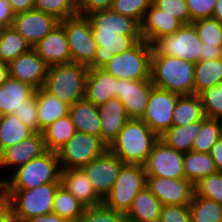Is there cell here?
Instances as JSON below:
<instances>
[{
    "instance_id": "f6af8a7d",
    "label": "cell",
    "mask_w": 222,
    "mask_h": 222,
    "mask_svg": "<svg viewBox=\"0 0 222 222\" xmlns=\"http://www.w3.org/2000/svg\"><path fill=\"white\" fill-rule=\"evenodd\" d=\"M152 0H114L111 10L142 23Z\"/></svg>"
},
{
    "instance_id": "d6a6232c",
    "label": "cell",
    "mask_w": 222,
    "mask_h": 222,
    "mask_svg": "<svg viewBox=\"0 0 222 222\" xmlns=\"http://www.w3.org/2000/svg\"><path fill=\"white\" fill-rule=\"evenodd\" d=\"M33 47L26 38L12 26L0 30V61L9 64L19 55L28 52Z\"/></svg>"
},
{
    "instance_id": "6da1fadb",
    "label": "cell",
    "mask_w": 222,
    "mask_h": 222,
    "mask_svg": "<svg viewBox=\"0 0 222 222\" xmlns=\"http://www.w3.org/2000/svg\"><path fill=\"white\" fill-rule=\"evenodd\" d=\"M159 136L142 119H129L108 147L124 164L144 165Z\"/></svg>"
},
{
    "instance_id": "52a82bcc",
    "label": "cell",
    "mask_w": 222,
    "mask_h": 222,
    "mask_svg": "<svg viewBox=\"0 0 222 222\" xmlns=\"http://www.w3.org/2000/svg\"><path fill=\"white\" fill-rule=\"evenodd\" d=\"M146 187V172L143 165L123 164L111 191L103 204L115 211L127 213L134 198Z\"/></svg>"
},
{
    "instance_id": "ba28073f",
    "label": "cell",
    "mask_w": 222,
    "mask_h": 222,
    "mask_svg": "<svg viewBox=\"0 0 222 222\" xmlns=\"http://www.w3.org/2000/svg\"><path fill=\"white\" fill-rule=\"evenodd\" d=\"M152 55H167L194 64L200 61L203 43L192 24L183 25L171 35L156 39L152 44Z\"/></svg>"
},
{
    "instance_id": "5b68a950",
    "label": "cell",
    "mask_w": 222,
    "mask_h": 222,
    "mask_svg": "<svg viewBox=\"0 0 222 222\" xmlns=\"http://www.w3.org/2000/svg\"><path fill=\"white\" fill-rule=\"evenodd\" d=\"M61 182L39 185L33 189H4L13 208L16 222H28L53 211L54 196Z\"/></svg>"
},
{
    "instance_id": "8d00e7d4",
    "label": "cell",
    "mask_w": 222,
    "mask_h": 222,
    "mask_svg": "<svg viewBox=\"0 0 222 222\" xmlns=\"http://www.w3.org/2000/svg\"><path fill=\"white\" fill-rule=\"evenodd\" d=\"M85 208L86 206L77 200L63 185L58 187L54 196L52 212L70 222H77Z\"/></svg>"
},
{
    "instance_id": "484cf974",
    "label": "cell",
    "mask_w": 222,
    "mask_h": 222,
    "mask_svg": "<svg viewBox=\"0 0 222 222\" xmlns=\"http://www.w3.org/2000/svg\"><path fill=\"white\" fill-rule=\"evenodd\" d=\"M68 114L77 132L101 139V119L97 106L84 98L71 105Z\"/></svg>"
},
{
    "instance_id": "f35d334b",
    "label": "cell",
    "mask_w": 222,
    "mask_h": 222,
    "mask_svg": "<svg viewBox=\"0 0 222 222\" xmlns=\"http://www.w3.org/2000/svg\"><path fill=\"white\" fill-rule=\"evenodd\" d=\"M222 136V120L202 119L201 129L194 139L192 151L210 153L211 148Z\"/></svg>"
},
{
    "instance_id": "bcb514c9",
    "label": "cell",
    "mask_w": 222,
    "mask_h": 222,
    "mask_svg": "<svg viewBox=\"0 0 222 222\" xmlns=\"http://www.w3.org/2000/svg\"><path fill=\"white\" fill-rule=\"evenodd\" d=\"M12 114H15L33 134L42 133L37 119L38 105L35 92L29 99L23 102L18 111H14Z\"/></svg>"
},
{
    "instance_id": "44dd1931",
    "label": "cell",
    "mask_w": 222,
    "mask_h": 222,
    "mask_svg": "<svg viewBox=\"0 0 222 222\" xmlns=\"http://www.w3.org/2000/svg\"><path fill=\"white\" fill-rule=\"evenodd\" d=\"M183 25L179 19L168 15L151 3L141 23V37L142 40L152 44L160 37L175 33Z\"/></svg>"
},
{
    "instance_id": "2e32d148",
    "label": "cell",
    "mask_w": 222,
    "mask_h": 222,
    "mask_svg": "<svg viewBox=\"0 0 222 222\" xmlns=\"http://www.w3.org/2000/svg\"><path fill=\"white\" fill-rule=\"evenodd\" d=\"M59 24L54 16L33 9L15 14L11 26L33 47Z\"/></svg>"
},
{
    "instance_id": "7c38bea8",
    "label": "cell",
    "mask_w": 222,
    "mask_h": 222,
    "mask_svg": "<svg viewBox=\"0 0 222 222\" xmlns=\"http://www.w3.org/2000/svg\"><path fill=\"white\" fill-rule=\"evenodd\" d=\"M184 153L168 147L160 139L154 144L144 166L146 176L171 179L185 178Z\"/></svg>"
},
{
    "instance_id": "836d02e7",
    "label": "cell",
    "mask_w": 222,
    "mask_h": 222,
    "mask_svg": "<svg viewBox=\"0 0 222 222\" xmlns=\"http://www.w3.org/2000/svg\"><path fill=\"white\" fill-rule=\"evenodd\" d=\"M222 83V58L202 61L195 64L194 94L199 95L205 90Z\"/></svg>"
},
{
    "instance_id": "f546056e",
    "label": "cell",
    "mask_w": 222,
    "mask_h": 222,
    "mask_svg": "<svg viewBox=\"0 0 222 222\" xmlns=\"http://www.w3.org/2000/svg\"><path fill=\"white\" fill-rule=\"evenodd\" d=\"M202 119L185 126H172L167 129L159 139L168 147L186 153L192 150L193 142L201 129Z\"/></svg>"
},
{
    "instance_id": "4fadbf2b",
    "label": "cell",
    "mask_w": 222,
    "mask_h": 222,
    "mask_svg": "<svg viewBox=\"0 0 222 222\" xmlns=\"http://www.w3.org/2000/svg\"><path fill=\"white\" fill-rule=\"evenodd\" d=\"M124 163L109 148L81 169L97 193L104 199L111 191Z\"/></svg>"
},
{
    "instance_id": "11a10c76",
    "label": "cell",
    "mask_w": 222,
    "mask_h": 222,
    "mask_svg": "<svg viewBox=\"0 0 222 222\" xmlns=\"http://www.w3.org/2000/svg\"><path fill=\"white\" fill-rule=\"evenodd\" d=\"M220 58H222V46H206V44H203L200 60L208 61Z\"/></svg>"
},
{
    "instance_id": "e575fe53",
    "label": "cell",
    "mask_w": 222,
    "mask_h": 222,
    "mask_svg": "<svg viewBox=\"0 0 222 222\" xmlns=\"http://www.w3.org/2000/svg\"><path fill=\"white\" fill-rule=\"evenodd\" d=\"M76 132L69 114L46 127L42 133L47 150L58 152Z\"/></svg>"
},
{
    "instance_id": "6f0895ef",
    "label": "cell",
    "mask_w": 222,
    "mask_h": 222,
    "mask_svg": "<svg viewBox=\"0 0 222 222\" xmlns=\"http://www.w3.org/2000/svg\"><path fill=\"white\" fill-rule=\"evenodd\" d=\"M28 222H70L67 219L60 217L58 214L54 212L48 213L46 215L36 216Z\"/></svg>"
},
{
    "instance_id": "816d5d0a",
    "label": "cell",
    "mask_w": 222,
    "mask_h": 222,
    "mask_svg": "<svg viewBox=\"0 0 222 222\" xmlns=\"http://www.w3.org/2000/svg\"><path fill=\"white\" fill-rule=\"evenodd\" d=\"M0 222H16L13 208L6 197L0 200Z\"/></svg>"
},
{
    "instance_id": "7dc6e473",
    "label": "cell",
    "mask_w": 222,
    "mask_h": 222,
    "mask_svg": "<svg viewBox=\"0 0 222 222\" xmlns=\"http://www.w3.org/2000/svg\"><path fill=\"white\" fill-rule=\"evenodd\" d=\"M152 3L168 15H173L184 25L190 24V13L186 0H152Z\"/></svg>"
},
{
    "instance_id": "9a60e30c",
    "label": "cell",
    "mask_w": 222,
    "mask_h": 222,
    "mask_svg": "<svg viewBox=\"0 0 222 222\" xmlns=\"http://www.w3.org/2000/svg\"><path fill=\"white\" fill-rule=\"evenodd\" d=\"M153 87L151 79H117L115 98L121 100L129 119H142Z\"/></svg>"
},
{
    "instance_id": "f907efd6",
    "label": "cell",
    "mask_w": 222,
    "mask_h": 222,
    "mask_svg": "<svg viewBox=\"0 0 222 222\" xmlns=\"http://www.w3.org/2000/svg\"><path fill=\"white\" fill-rule=\"evenodd\" d=\"M114 0H79L76 8L79 15L87 16L90 13L110 9Z\"/></svg>"
},
{
    "instance_id": "7402d4cb",
    "label": "cell",
    "mask_w": 222,
    "mask_h": 222,
    "mask_svg": "<svg viewBox=\"0 0 222 222\" xmlns=\"http://www.w3.org/2000/svg\"><path fill=\"white\" fill-rule=\"evenodd\" d=\"M92 32H119L123 35H141V24L132 17L111 9L90 13Z\"/></svg>"
},
{
    "instance_id": "ee69618b",
    "label": "cell",
    "mask_w": 222,
    "mask_h": 222,
    "mask_svg": "<svg viewBox=\"0 0 222 222\" xmlns=\"http://www.w3.org/2000/svg\"><path fill=\"white\" fill-rule=\"evenodd\" d=\"M207 118L222 120V83L199 94Z\"/></svg>"
},
{
    "instance_id": "60d3db41",
    "label": "cell",
    "mask_w": 222,
    "mask_h": 222,
    "mask_svg": "<svg viewBox=\"0 0 222 222\" xmlns=\"http://www.w3.org/2000/svg\"><path fill=\"white\" fill-rule=\"evenodd\" d=\"M200 40L206 46H222V24L214 18H205L191 23Z\"/></svg>"
},
{
    "instance_id": "c3c4849f",
    "label": "cell",
    "mask_w": 222,
    "mask_h": 222,
    "mask_svg": "<svg viewBox=\"0 0 222 222\" xmlns=\"http://www.w3.org/2000/svg\"><path fill=\"white\" fill-rule=\"evenodd\" d=\"M158 222H191L189 205H162Z\"/></svg>"
},
{
    "instance_id": "d590c367",
    "label": "cell",
    "mask_w": 222,
    "mask_h": 222,
    "mask_svg": "<svg viewBox=\"0 0 222 222\" xmlns=\"http://www.w3.org/2000/svg\"><path fill=\"white\" fill-rule=\"evenodd\" d=\"M33 133L15 114L0 116V153L10 146L29 138Z\"/></svg>"
},
{
    "instance_id": "ffe728a7",
    "label": "cell",
    "mask_w": 222,
    "mask_h": 222,
    "mask_svg": "<svg viewBox=\"0 0 222 222\" xmlns=\"http://www.w3.org/2000/svg\"><path fill=\"white\" fill-rule=\"evenodd\" d=\"M33 49L49 67L72 62L67 36L61 24L35 44Z\"/></svg>"
},
{
    "instance_id": "91938a15",
    "label": "cell",
    "mask_w": 222,
    "mask_h": 222,
    "mask_svg": "<svg viewBox=\"0 0 222 222\" xmlns=\"http://www.w3.org/2000/svg\"><path fill=\"white\" fill-rule=\"evenodd\" d=\"M212 18L217 19L222 24V0H216Z\"/></svg>"
},
{
    "instance_id": "277c9868",
    "label": "cell",
    "mask_w": 222,
    "mask_h": 222,
    "mask_svg": "<svg viewBox=\"0 0 222 222\" xmlns=\"http://www.w3.org/2000/svg\"><path fill=\"white\" fill-rule=\"evenodd\" d=\"M60 179L61 167L58 153L48 150L40 157L17 167L6 178L4 177V189L28 190L46 183L61 182Z\"/></svg>"
},
{
    "instance_id": "603a6c76",
    "label": "cell",
    "mask_w": 222,
    "mask_h": 222,
    "mask_svg": "<svg viewBox=\"0 0 222 222\" xmlns=\"http://www.w3.org/2000/svg\"><path fill=\"white\" fill-rule=\"evenodd\" d=\"M60 180L61 185L86 207L103 204V198L97 193L81 168L62 169Z\"/></svg>"
},
{
    "instance_id": "ac0fdd59",
    "label": "cell",
    "mask_w": 222,
    "mask_h": 222,
    "mask_svg": "<svg viewBox=\"0 0 222 222\" xmlns=\"http://www.w3.org/2000/svg\"><path fill=\"white\" fill-rule=\"evenodd\" d=\"M92 34L97 50L89 68H103L115 54L128 51L142 40L141 35H123L119 32H92Z\"/></svg>"
},
{
    "instance_id": "4dcf8cb0",
    "label": "cell",
    "mask_w": 222,
    "mask_h": 222,
    "mask_svg": "<svg viewBox=\"0 0 222 222\" xmlns=\"http://www.w3.org/2000/svg\"><path fill=\"white\" fill-rule=\"evenodd\" d=\"M183 167L185 179L193 185L200 179L217 172L210 153L195 152L192 150L184 153Z\"/></svg>"
},
{
    "instance_id": "1f68e13d",
    "label": "cell",
    "mask_w": 222,
    "mask_h": 222,
    "mask_svg": "<svg viewBox=\"0 0 222 222\" xmlns=\"http://www.w3.org/2000/svg\"><path fill=\"white\" fill-rule=\"evenodd\" d=\"M205 117L199 95H181L172 115V126H185Z\"/></svg>"
},
{
    "instance_id": "83f0119b",
    "label": "cell",
    "mask_w": 222,
    "mask_h": 222,
    "mask_svg": "<svg viewBox=\"0 0 222 222\" xmlns=\"http://www.w3.org/2000/svg\"><path fill=\"white\" fill-rule=\"evenodd\" d=\"M35 96L38 105L37 119L41 131L69 113L70 105L48 93L43 87L35 90Z\"/></svg>"
},
{
    "instance_id": "f5cc1de1",
    "label": "cell",
    "mask_w": 222,
    "mask_h": 222,
    "mask_svg": "<svg viewBox=\"0 0 222 222\" xmlns=\"http://www.w3.org/2000/svg\"><path fill=\"white\" fill-rule=\"evenodd\" d=\"M14 14L7 0H0V26L9 27L12 24Z\"/></svg>"
},
{
    "instance_id": "30bf717a",
    "label": "cell",
    "mask_w": 222,
    "mask_h": 222,
    "mask_svg": "<svg viewBox=\"0 0 222 222\" xmlns=\"http://www.w3.org/2000/svg\"><path fill=\"white\" fill-rule=\"evenodd\" d=\"M107 148L100 138L76 131L57 152L61 170L82 168L99 157Z\"/></svg>"
},
{
    "instance_id": "680465c9",
    "label": "cell",
    "mask_w": 222,
    "mask_h": 222,
    "mask_svg": "<svg viewBox=\"0 0 222 222\" xmlns=\"http://www.w3.org/2000/svg\"><path fill=\"white\" fill-rule=\"evenodd\" d=\"M9 77V66L7 63L0 61V87Z\"/></svg>"
},
{
    "instance_id": "681fc988",
    "label": "cell",
    "mask_w": 222,
    "mask_h": 222,
    "mask_svg": "<svg viewBox=\"0 0 222 222\" xmlns=\"http://www.w3.org/2000/svg\"><path fill=\"white\" fill-rule=\"evenodd\" d=\"M216 0H186L190 13V24L194 21L212 18Z\"/></svg>"
},
{
    "instance_id": "5bb4252c",
    "label": "cell",
    "mask_w": 222,
    "mask_h": 222,
    "mask_svg": "<svg viewBox=\"0 0 222 222\" xmlns=\"http://www.w3.org/2000/svg\"><path fill=\"white\" fill-rule=\"evenodd\" d=\"M146 187L162 205H190L194 195V185L185 178L146 176Z\"/></svg>"
},
{
    "instance_id": "db71d44e",
    "label": "cell",
    "mask_w": 222,
    "mask_h": 222,
    "mask_svg": "<svg viewBox=\"0 0 222 222\" xmlns=\"http://www.w3.org/2000/svg\"><path fill=\"white\" fill-rule=\"evenodd\" d=\"M12 13L29 11L34 9L35 0H7Z\"/></svg>"
},
{
    "instance_id": "d6986e66",
    "label": "cell",
    "mask_w": 222,
    "mask_h": 222,
    "mask_svg": "<svg viewBox=\"0 0 222 222\" xmlns=\"http://www.w3.org/2000/svg\"><path fill=\"white\" fill-rule=\"evenodd\" d=\"M8 66L10 77L28 83L35 89L43 87L49 68L33 48L12 60Z\"/></svg>"
},
{
    "instance_id": "3957f363",
    "label": "cell",
    "mask_w": 222,
    "mask_h": 222,
    "mask_svg": "<svg viewBox=\"0 0 222 222\" xmlns=\"http://www.w3.org/2000/svg\"><path fill=\"white\" fill-rule=\"evenodd\" d=\"M89 69L76 62L50 66L43 88L71 106L85 98Z\"/></svg>"
},
{
    "instance_id": "74e56055",
    "label": "cell",
    "mask_w": 222,
    "mask_h": 222,
    "mask_svg": "<svg viewBox=\"0 0 222 222\" xmlns=\"http://www.w3.org/2000/svg\"><path fill=\"white\" fill-rule=\"evenodd\" d=\"M191 222H222V204L193 195L189 205Z\"/></svg>"
},
{
    "instance_id": "cb8c5ba5",
    "label": "cell",
    "mask_w": 222,
    "mask_h": 222,
    "mask_svg": "<svg viewBox=\"0 0 222 222\" xmlns=\"http://www.w3.org/2000/svg\"><path fill=\"white\" fill-rule=\"evenodd\" d=\"M101 119V140L109 147L118 137L125 123L129 120L125 107L120 99H110L98 106Z\"/></svg>"
},
{
    "instance_id": "9f6ffc18",
    "label": "cell",
    "mask_w": 222,
    "mask_h": 222,
    "mask_svg": "<svg viewBox=\"0 0 222 222\" xmlns=\"http://www.w3.org/2000/svg\"><path fill=\"white\" fill-rule=\"evenodd\" d=\"M210 155L218 172H222V136L213 145Z\"/></svg>"
},
{
    "instance_id": "7bdbcfd3",
    "label": "cell",
    "mask_w": 222,
    "mask_h": 222,
    "mask_svg": "<svg viewBox=\"0 0 222 222\" xmlns=\"http://www.w3.org/2000/svg\"><path fill=\"white\" fill-rule=\"evenodd\" d=\"M77 222H130L126 213L115 211L104 204L86 207Z\"/></svg>"
},
{
    "instance_id": "d4e9b609",
    "label": "cell",
    "mask_w": 222,
    "mask_h": 222,
    "mask_svg": "<svg viewBox=\"0 0 222 222\" xmlns=\"http://www.w3.org/2000/svg\"><path fill=\"white\" fill-rule=\"evenodd\" d=\"M117 79L102 68H90L86 80L85 99L95 106L115 98Z\"/></svg>"
},
{
    "instance_id": "4316f807",
    "label": "cell",
    "mask_w": 222,
    "mask_h": 222,
    "mask_svg": "<svg viewBox=\"0 0 222 222\" xmlns=\"http://www.w3.org/2000/svg\"><path fill=\"white\" fill-rule=\"evenodd\" d=\"M35 90L30 84L9 76L0 87V116L18 111Z\"/></svg>"
},
{
    "instance_id": "9c48e42d",
    "label": "cell",
    "mask_w": 222,
    "mask_h": 222,
    "mask_svg": "<svg viewBox=\"0 0 222 222\" xmlns=\"http://www.w3.org/2000/svg\"><path fill=\"white\" fill-rule=\"evenodd\" d=\"M60 24L64 27L67 36L72 62L89 67L93 63L97 50L90 19L78 14L64 19Z\"/></svg>"
},
{
    "instance_id": "94428289",
    "label": "cell",
    "mask_w": 222,
    "mask_h": 222,
    "mask_svg": "<svg viewBox=\"0 0 222 222\" xmlns=\"http://www.w3.org/2000/svg\"><path fill=\"white\" fill-rule=\"evenodd\" d=\"M1 178H0V200L4 197V178L3 174L1 173Z\"/></svg>"
},
{
    "instance_id": "f1b7e54d",
    "label": "cell",
    "mask_w": 222,
    "mask_h": 222,
    "mask_svg": "<svg viewBox=\"0 0 222 222\" xmlns=\"http://www.w3.org/2000/svg\"><path fill=\"white\" fill-rule=\"evenodd\" d=\"M161 208L159 199L144 187L134 198L126 216L130 222H158Z\"/></svg>"
},
{
    "instance_id": "e0dca14e",
    "label": "cell",
    "mask_w": 222,
    "mask_h": 222,
    "mask_svg": "<svg viewBox=\"0 0 222 222\" xmlns=\"http://www.w3.org/2000/svg\"><path fill=\"white\" fill-rule=\"evenodd\" d=\"M47 151L43 133L33 134L0 153V169L1 171L7 169L6 173L9 172L7 175H10L17 167L40 157Z\"/></svg>"
},
{
    "instance_id": "8992f818",
    "label": "cell",
    "mask_w": 222,
    "mask_h": 222,
    "mask_svg": "<svg viewBox=\"0 0 222 222\" xmlns=\"http://www.w3.org/2000/svg\"><path fill=\"white\" fill-rule=\"evenodd\" d=\"M152 45L145 40L114 57L102 68L116 79H151Z\"/></svg>"
},
{
    "instance_id": "b9f144b4",
    "label": "cell",
    "mask_w": 222,
    "mask_h": 222,
    "mask_svg": "<svg viewBox=\"0 0 222 222\" xmlns=\"http://www.w3.org/2000/svg\"><path fill=\"white\" fill-rule=\"evenodd\" d=\"M194 195L222 204V172H216L194 184Z\"/></svg>"
},
{
    "instance_id": "ab89813d",
    "label": "cell",
    "mask_w": 222,
    "mask_h": 222,
    "mask_svg": "<svg viewBox=\"0 0 222 222\" xmlns=\"http://www.w3.org/2000/svg\"><path fill=\"white\" fill-rule=\"evenodd\" d=\"M34 9L52 15L60 22L78 15L73 0H35Z\"/></svg>"
},
{
    "instance_id": "8fae6325",
    "label": "cell",
    "mask_w": 222,
    "mask_h": 222,
    "mask_svg": "<svg viewBox=\"0 0 222 222\" xmlns=\"http://www.w3.org/2000/svg\"><path fill=\"white\" fill-rule=\"evenodd\" d=\"M181 95L154 86L149 95L142 120L158 136L172 127V115Z\"/></svg>"
},
{
    "instance_id": "7a4b0ae2",
    "label": "cell",
    "mask_w": 222,
    "mask_h": 222,
    "mask_svg": "<svg viewBox=\"0 0 222 222\" xmlns=\"http://www.w3.org/2000/svg\"><path fill=\"white\" fill-rule=\"evenodd\" d=\"M195 64L167 55H152L151 81L154 86L177 93L194 95Z\"/></svg>"
}]
</instances>
